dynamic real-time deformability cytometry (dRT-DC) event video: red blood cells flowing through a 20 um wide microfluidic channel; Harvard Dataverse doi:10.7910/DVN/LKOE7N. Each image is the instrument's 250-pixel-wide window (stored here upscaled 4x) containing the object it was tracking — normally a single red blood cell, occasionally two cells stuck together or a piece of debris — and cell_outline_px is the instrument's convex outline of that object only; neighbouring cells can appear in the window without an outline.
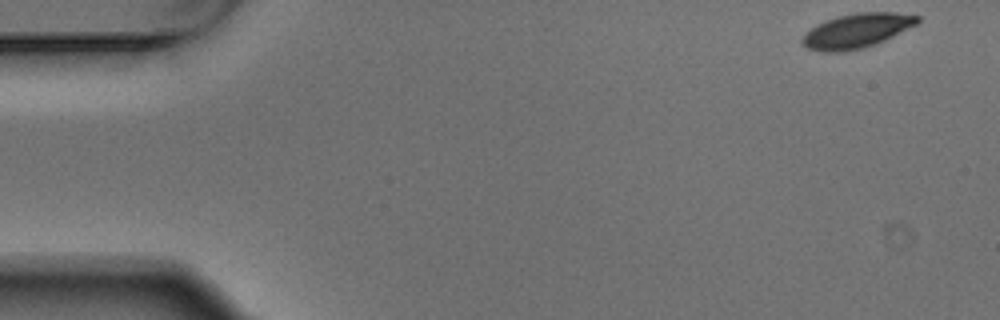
{"species": "Egyptian fruit bat (a non-hibernating species)", "species_latin": "Rousettus aegyptiacus", "temperature_condition": "warm", "stored_images_in_passage": 9, "camera_frame_rate_fps": 3000, "um_per_image_px": 0.085, "animal": {"sex": "male"}, "frame": {"image": 1, "passage_image": 1, "time_ms": 0.0, "image_size_px": [1000, 320], "cell_outline_px": [[920, 20], [916, 24], [884, 40], [864, 48], [844, 52], [820, 52], [808, 48], [800, 40], [804, 32], [816, 24], [840, 16], [856, 12], [896, 12], [920, 16]], "centroid_in_image_um": [72.79, 2.62], "position_along_channel_um": 12.2, "area_um2": 23.06}}
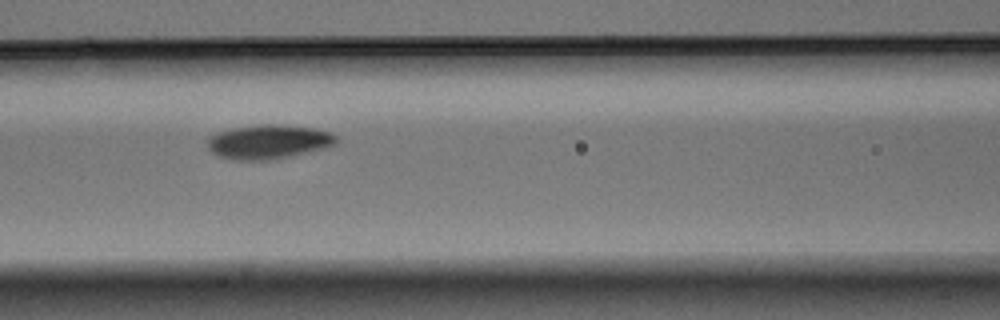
{"frame": {"image": 2, "passage_image": 6, "time_ms": 1.667, "image_size_px": [1000, 320], "cell_outline_px": [[336, 144], [328, 148], [276, 160], [232, 160], [220, 156], [212, 152], [208, 148], [208, 140], [216, 132], [236, 128], [260, 124], [280, 124], [312, 128], [328, 132], [336, 136]], "centroid_in_image_um": [22.86, 12.07], "position_along_channel_um": 143.7, "area_um2": 25.78}}
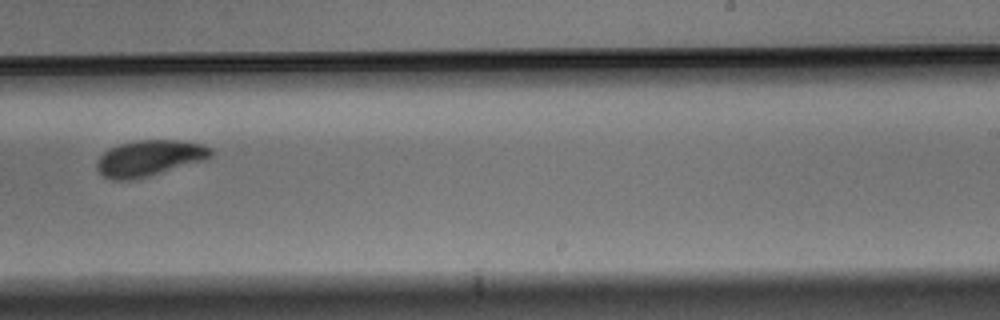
{"frame": {"image": 3, "passage_image": 9, "time_ms": 2.667, "image_size_px": [1000, 320], "cell_outline_px": [[212, 156], [208, 160], [148, 176], [128, 180], [112, 180], [104, 176], [96, 168], [96, 160], [108, 148], [120, 144], [136, 140], [176, 140], [200, 144], [212, 148]], "centroid_in_image_um": [12.7, 13.44], "position_along_channel_um": 276.3, "area_um2": 23.99}}